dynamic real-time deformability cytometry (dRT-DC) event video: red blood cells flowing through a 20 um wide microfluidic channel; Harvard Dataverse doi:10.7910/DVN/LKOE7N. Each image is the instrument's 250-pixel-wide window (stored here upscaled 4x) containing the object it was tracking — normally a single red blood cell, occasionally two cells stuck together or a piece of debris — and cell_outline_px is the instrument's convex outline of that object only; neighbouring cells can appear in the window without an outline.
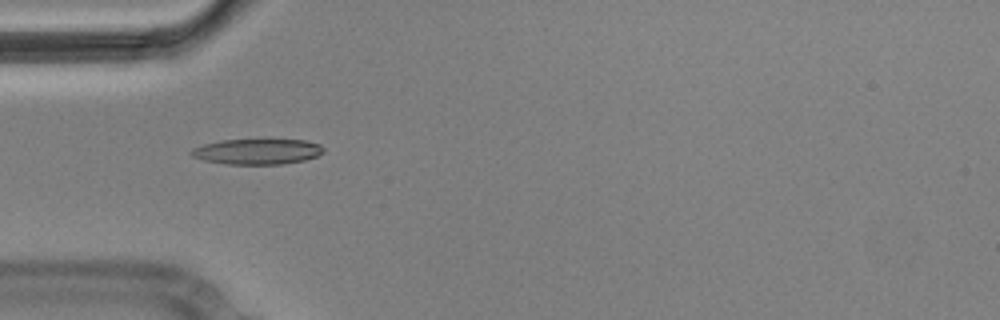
{"species": "Egyptian fruit bat (a non-hibernating species)", "species_latin": "Rousettus aegyptiacus", "temperature_condition": "cold", "stored_images_in_passage": 5, "camera_frame_rate_fps": 3000, "um_per_image_px": 0.085, "animal": {"sex": "male"}, "frame": {"image": 1, "passage_image": 4, "time_ms": 1.0, "image_size_px": [1000, 320], "cell_outline_px": [[324, 152], [316, 156], [304, 160], [280, 164], [228, 164], [204, 160], [192, 156], [188, 152], [192, 148], [204, 144], [224, 140], [304, 140], [320, 144], [324, 148]], "centroid_in_image_um": [21.86, 12.88], "position_along_channel_um": 63.1, "area_um2": 19.48}}